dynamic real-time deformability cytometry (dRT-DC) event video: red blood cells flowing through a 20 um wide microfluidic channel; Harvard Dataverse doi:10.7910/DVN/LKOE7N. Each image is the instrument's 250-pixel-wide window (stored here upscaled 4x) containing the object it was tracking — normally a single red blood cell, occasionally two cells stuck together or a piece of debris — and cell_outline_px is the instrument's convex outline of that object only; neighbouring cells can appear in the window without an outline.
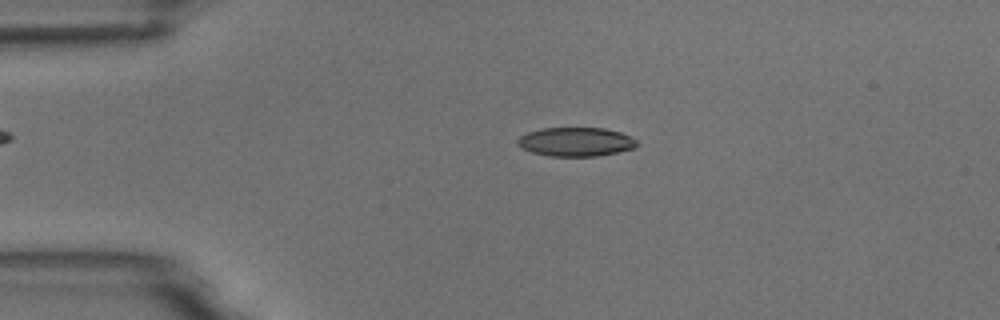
{"species": "common noctule bat (a hibernating species)", "species_latin": "Nyctalus noctula", "temperature_condition": "room temperature", "stored_images_in_passage": 5, "camera_frame_rate_fps": 3000, "um_per_image_px": 0.085, "animal": {"sex": "male", "body_mass_g": 18.8}, "frame": {"image": 1, "passage_image": 3, "time_ms": 2.333, "image_size_px": [1000, 320], "cell_outline_px": [[640, 144], [636, 148], [596, 156], [548, 156], [532, 152], [520, 148], [516, 144], [516, 140], [520, 136], [528, 132], [544, 128], [604, 128], [620, 132], [636, 140]], "centroid_in_image_um": [48.93, 12.06], "position_along_channel_um": 36.1, "area_um2": 20.17}}
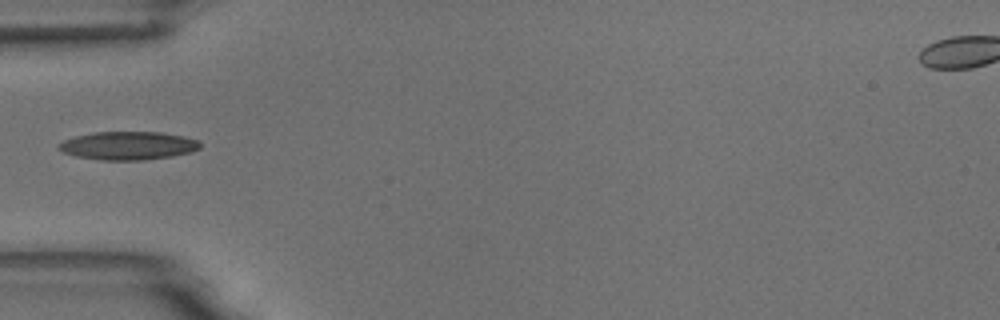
{"frame": {"image": 2, "passage_image": 5, "time_ms": 4.333, "image_size_px": [1000, 320], "cell_outline_px": [[200, 148], [192, 152], [172, 156], [144, 160], [100, 160], [76, 156], [64, 152], [56, 148], [56, 144], [64, 140], [76, 136], [92, 132], [160, 132], [184, 136], [200, 140]], "centroid_in_image_um": [10.89, 12.38], "position_along_channel_um": 74.1, "area_um2": 23.47}}